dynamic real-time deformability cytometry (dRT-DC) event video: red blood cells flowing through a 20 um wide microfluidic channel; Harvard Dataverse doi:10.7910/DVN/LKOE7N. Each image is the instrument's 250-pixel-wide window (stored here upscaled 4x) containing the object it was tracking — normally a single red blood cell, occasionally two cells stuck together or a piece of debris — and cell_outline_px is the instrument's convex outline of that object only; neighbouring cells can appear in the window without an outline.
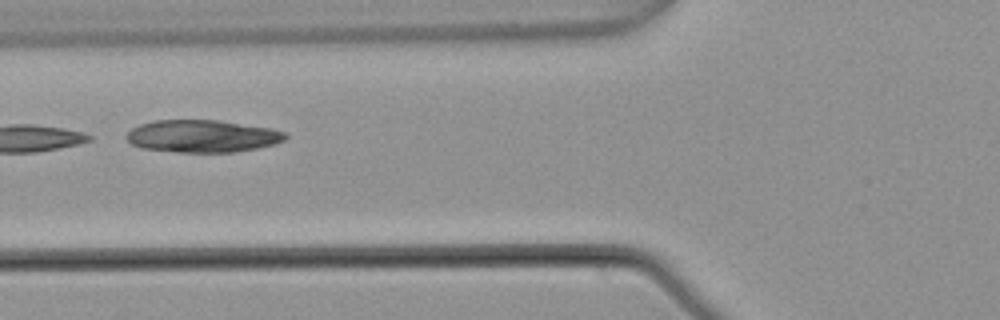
{"species": "common noctule bat (a hibernating species)", "species_latin": "Nyctalus noctula", "temperature_condition": "warm", "stored_images_in_passage": 4, "camera_frame_rate_fps": 3000, "um_per_image_px": 0.085, "animal": {"sex": "male", "body_mass_g": 21.5, "forearm_length_mm": 52.0}, "frame": {"image": 1, "passage_image": 2, "time_ms": 0.333, "image_size_px": [1000, 320], "cell_outline_px": [[288, 136], [284, 140], [276, 144], [256, 148], [232, 152], [180, 152], [140, 148], [132, 144], [124, 136], [132, 128], [140, 124], [152, 120], [216, 120], [272, 128], [288, 132]], "centroid_in_image_um": [17.21, 11.57], "position_along_channel_um": 108.6, "area_um2": 30.11}}